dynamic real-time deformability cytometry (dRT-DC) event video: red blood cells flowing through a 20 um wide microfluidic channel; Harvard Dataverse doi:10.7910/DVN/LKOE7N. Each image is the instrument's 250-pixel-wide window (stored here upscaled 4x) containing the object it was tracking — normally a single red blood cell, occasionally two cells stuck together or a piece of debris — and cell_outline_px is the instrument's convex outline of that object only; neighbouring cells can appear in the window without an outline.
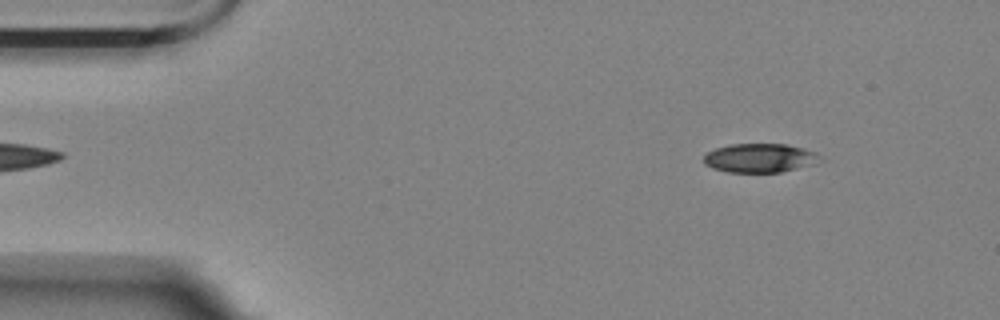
{"species": "Egyptian fruit bat (a non-hibernating species)", "species_latin": "Rousettus aegyptiacus", "temperature_condition": "room temperature", "stored_images_in_passage": 53, "camera_frame_rate_fps": 3000, "um_per_image_px": 0.085, "animal": {"sex": "female"}, "frame": {"image": 1, "passage_image": 3, "time_ms": 0.667, "image_size_px": [1000, 320], "cell_outline_px": [[816, 156], [812, 164], [780, 172], [728, 172], [712, 168], [704, 164], [704, 156], [708, 152], [716, 148], [732, 144], [784, 144], [804, 148], [816, 152]], "centroid_in_image_um": [64.49, 13.42], "position_along_channel_um": 20.5, "area_um2": 19.13}}
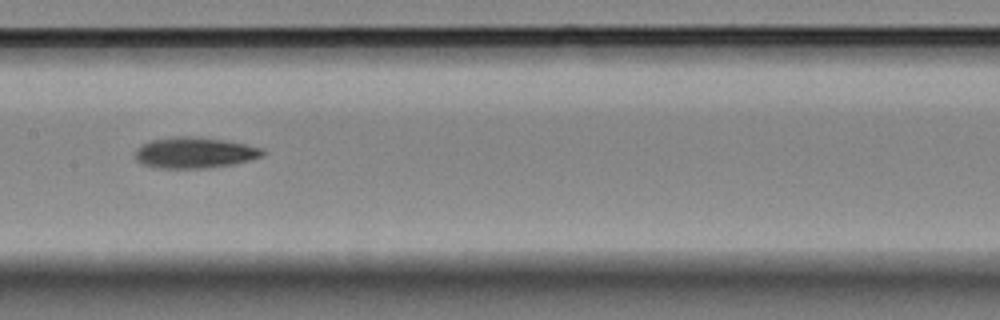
{"frame": {"image": 2, "passage_image": 24, "time_ms": 7.667, "image_size_px": [1000, 320], "cell_outline_px": [[268, 152], [264, 156], [232, 164], [208, 168], [152, 168], [140, 164], [136, 160], [136, 148], [152, 140], [176, 136], [196, 136], [224, 140], [264, 148]], "centroid_in_image_um": [16.55, 12.98], "position_along_channel_um": 190.8, "area_um2": 23.18}}
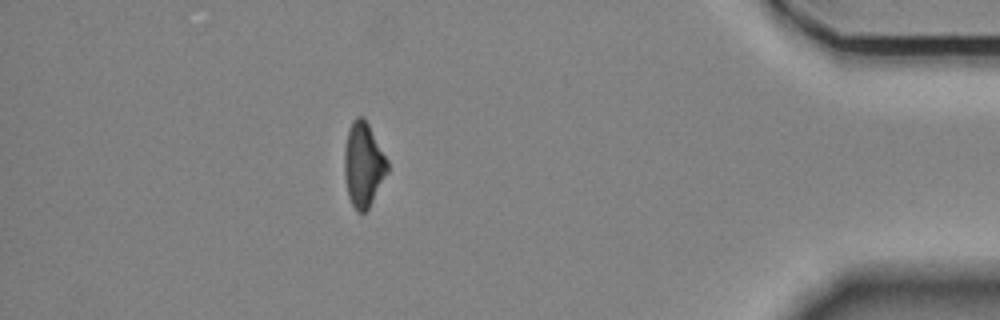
{"frame": {"image": 3, "passage_image": 46, "time_ms": 15.0, "image_size_px": [1000, 320], "cell_outline_px": [[388, 172], [368, 208], [364, 212], [356, 212], [348, 196], [344, 176], [344, 148], [348, 128], [352, 120], [356, 116], [364, 116], [388, 160]], "centroid_in_image_um": [30.87, 13.96], "position_along_channel_um": 404.3, "area_um2": 21.33}, "authors_computed_cell_mechanics": {"area_um2": 21.964, "velocity_mm_per_s": 3.5244, "shape_relaxation_time_tau1_ms": 7.3433, "shape_relaxation_time_tau2_ms": null, "deformation_change_tau1": 0.1801, "deformation_change_tau2": null}}